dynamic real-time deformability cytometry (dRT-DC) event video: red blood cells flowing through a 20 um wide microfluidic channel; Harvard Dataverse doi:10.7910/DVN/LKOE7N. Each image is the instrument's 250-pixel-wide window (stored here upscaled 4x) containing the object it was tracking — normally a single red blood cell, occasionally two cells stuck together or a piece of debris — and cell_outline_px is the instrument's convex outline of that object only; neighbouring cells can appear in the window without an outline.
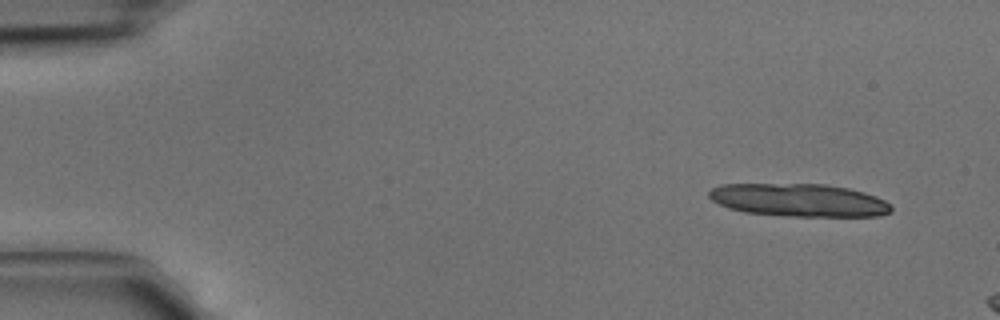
{"species": "common noctule bat (a hibernating species)", "species_latin": "Nyctalus noctula", "temperature_condition": "cold", "stored_images_in_passage": 3, "camera_frame_rate_fps": 3000, "um_per_image_px": 0.085, "animal": {"sex": "male", "body_mass_g": 15.6}, "frame": {"image": 1, "passage_image": 1, "time_ms": 0.0, "image_size_px": [1000, 320], "cell_outline_px": [[892, 212], [880, 216], [792, 216], [744, 212], [728, 208], [712, 200], [708, 196], [708, 192], [712, 188], [720, 184], [824, 184], [848, 188], [864, 192], [876, 196], [884, 200], [892, 208]], "centroid_in_image_um": [67.9, 17.01], "position_along_channel_um": 17.1, "area_um2": 34.91}}